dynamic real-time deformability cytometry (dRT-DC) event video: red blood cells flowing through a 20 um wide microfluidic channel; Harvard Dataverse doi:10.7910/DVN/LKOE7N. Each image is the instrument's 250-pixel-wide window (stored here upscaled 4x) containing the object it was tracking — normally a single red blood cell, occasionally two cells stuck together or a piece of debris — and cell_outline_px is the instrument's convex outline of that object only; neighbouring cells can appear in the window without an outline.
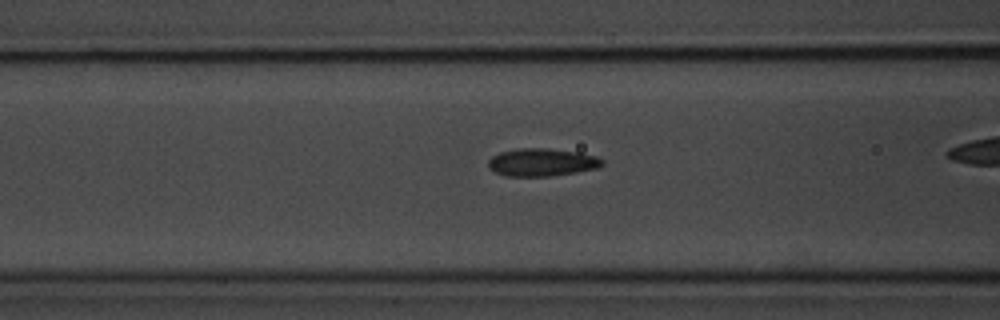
{"species": "common noctule bat (a hibernating species)", "species_latin": "Nyctalus noctula", "temperature_condition": "room temperature", "stored_images_in_passage": 37, "camera_frame_rate_fps": 3000, "um_per_image_px": 0.085, "animal": {"sex": "male", "body_mass_g": 20.1, "forearm_length_mm": 53.5}, "frame": {"image": 1, "passage_image": 16, "time_ms": 5.0, "image_size_px": [1000, 320], "cell_outline_px": [[604, 164], [596, 168], [576, 172], [548, 176], [504, 176], [488, 168], [488, 160], [492, 156], [500, 152], [520, 148], [548, 148], [580, 152], [596, 156], [604, 160]], "centroid_in_image_um": [46.05, 13.79], "position_along_channel_um": 120.5, "area_um2": 18.5}}